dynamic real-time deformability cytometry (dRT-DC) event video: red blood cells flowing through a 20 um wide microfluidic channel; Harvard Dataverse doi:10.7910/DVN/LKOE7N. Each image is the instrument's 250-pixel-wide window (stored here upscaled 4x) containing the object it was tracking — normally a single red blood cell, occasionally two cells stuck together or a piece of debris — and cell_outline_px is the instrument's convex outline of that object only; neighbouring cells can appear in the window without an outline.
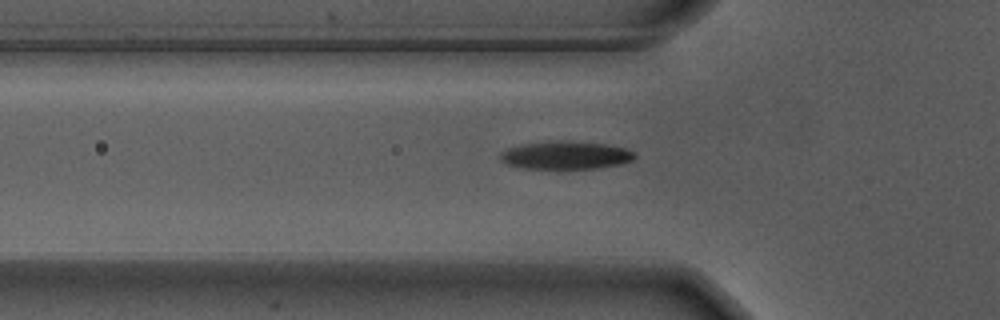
{"species": "Egyptian fruit bat (a non-hibernating species)", "species_latin": "Rousettus aegyptiacus", "temperature_condition": "warm", "stored_images_in_passage": 37, "camera_frame_rate_fps": 3000, "um_per_image_px": 0.085, "animal": {"sex": "male"}, "frame": {"image": 1, "passage_image": 8, "time_ms": 2.333, "image_size_px": [1000, 320], "cell_outline_px": [[636, 156], [632, 160], [620, 164], [596, 168], [560, 172], [520, 168], [508, 164], [500, 160], [500, 152], [508, 148], [524, 144], [604, 144], [624, 148], [632, 152]], "centroid_in_image_um": [48.03, 13.31], "position_along_channel_um": 77.8, "area_um2": 21.5}}
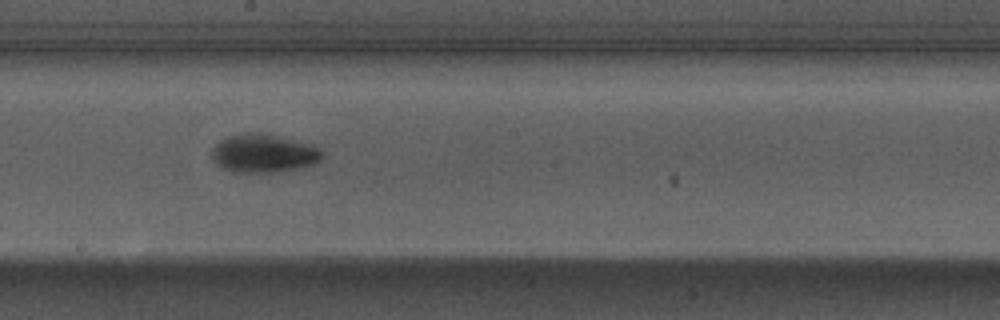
{"frame": {"image": 2, "passage_image": 20, "time_ms": 6.333, "image_size_px": [1000, 320], "cell_outline_px": [[324, 156], [320, 160], [312, 164], [296, 168], [276, 172], [232, 172], [220, 168], [212, 160], [212, 148], [220, 140], [232, 136], [248, 132], [260, 132], [312, 144], [324, 152]], "centroid_in_image_um": [22.39, 13.04], "position_along_channel_um": 225.8, "area_um2": 24.68}}
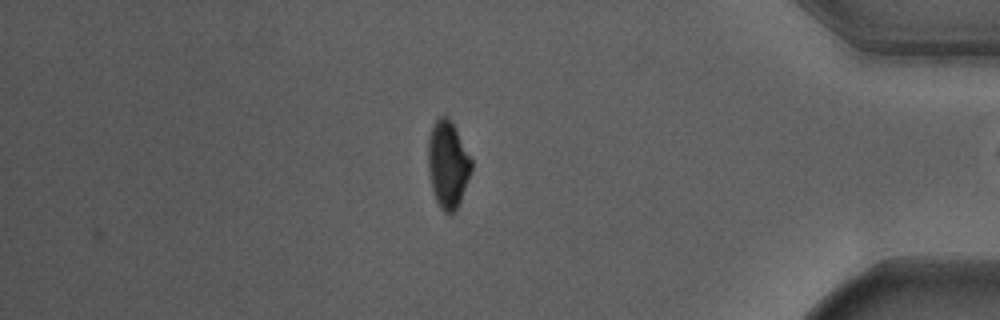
{"frame": {"image": 3, "passage_image": 37, "time_ms": 12.0, "image_size_px": [1000, 320], "cell_outline_px": [[472, 168], [456, 212], [448, 216], [440, 208], [432, 192], [428, 172], [428, 136], [436, 120], [440, 116], [444, 116], [456, 128], [472, 160]], "centroid_in_image_um": [38.05, 14.03], "position_along_channel_um": 397.1, "area_um2": 22.02}, "authors_computed_cell_mechanics": {"area_um2": 22.4842, "velocity_mm_per_s": 3.6919, "shape_relaxation_time_tau1_ms": 2.1963, "shape_relaxation_time_tau2_ms": 3.5837, "deformation_change_tau1": 0.1738, "deformation_change_tau2": 0.0503}}